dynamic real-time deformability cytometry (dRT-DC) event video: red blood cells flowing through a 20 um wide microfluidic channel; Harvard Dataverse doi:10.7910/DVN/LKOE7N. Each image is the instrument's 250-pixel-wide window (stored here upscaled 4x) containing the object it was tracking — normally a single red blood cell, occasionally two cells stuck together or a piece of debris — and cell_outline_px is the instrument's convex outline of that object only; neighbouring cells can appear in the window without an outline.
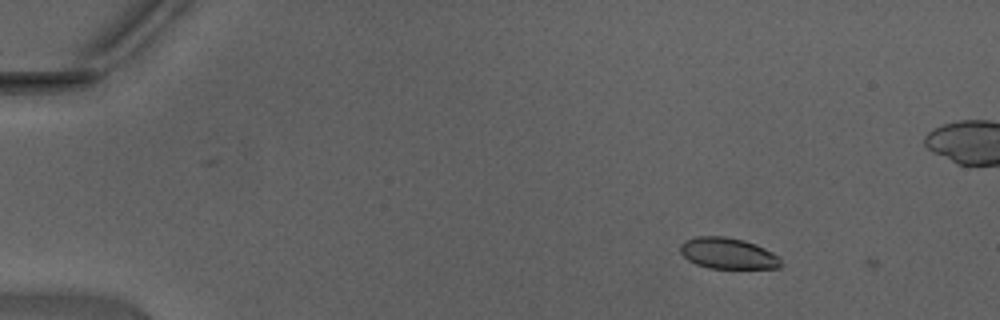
{"species": "Egyptian fruit bat (a non-hibernating species)", "species_latin": "Rousettus aegyptiacus", "temperature_condition": "warm", "stored_images_in_passage": 6, "camera_frame_rate_fps": 3000, "um_per_image_px": 0.085, "animal": {"sex": "male"}, "frame": {"image": 1, "passage_image": 5, "time_ms": 1.333, "image_size_px": [1000, 320], "cell_outline_px": [[784, 264], [780, 268], [708, 268], [696, 264], [688, 260], [680, 252], [680, 244], [684, 240], [696, 236], [724, 236], [744, 240], [756, 244], [780, 256]], "centroid_in_image_um": [61.89, 21.53], "position_along_channel_um": 23.1, "area_um2": 18.5}}